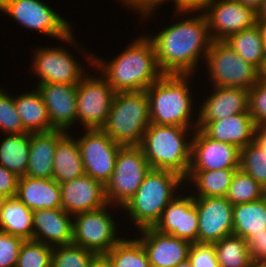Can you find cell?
I'll return each instance as SVG.
<instances>
[{"label":"cell","instance_id":"6da1fadb","mask_svg":"<svg viewBox=\"0 0 266 267\" xmlns=\"http://www.w3.org/2000/svg\"><path fill=\"white\" fill-rule=\"evenodd\" d=\"M159 70L163 74L192 75L212 42L204 13L182 20L150 37Z\"/></svg>","mask_w":266,"mask_h":267},{"label":"cell","instance_id":"7a4b0ae2","mask_svg":"<svg viewBox=\"0 0 266 267\" xmlns=\"http://www.w3.org/2000/svg\"><path fill=\"white\" fill-rule=\"evenodd\" d=\"M109 61L93 58V67L101 71L115 92L146 91L163 73L159 70L154 45L143 36Z\"/></svg>","mask_w":266,"mask_h":267},{"label":"cell","instance_id":"3957f363","mask_svg":"<svg viewBox=\"0 0 266 267\" xmlns=\"http://www.w3.org/2000/svg\"><path fill=\"white\" fill-rule=\"evenodd\" d=\"M189 128L151 123L142 137V149L151 169L170 170L184 179L191 159V140L186 142Z\"/></svg>","mask_w":266,"mask_h":267},{"label":"cell","instance_id":"277c9868","mask_svg":"<svg viewBox=\"0 0 266 267\" xmlns=\"http://www.w3.org/2000/svg\"><path fill=\"white\" fill-rule=\"evenodd\" d=\"M185 179L170 170L150 169L133 197L123 207L139 230L154 227L163 210L174 199V191Z\"/></svg>","mask_w":266,"mask_h":267},{"label":"cell","instance_id":"5b68a950","mask_svg":"<svg viewBox=\"0 0 266 267\" xmlns=\"http://www.w3.org/2000/svg\"><path fill=\"white\" fill-rule=\"evenodd\" d=\"M150 124L146 91L116 92L102 130L122 146H139Z\"/></svg>","mask_w":266,"mask_h":267},{"label":"cell","instance_id":"8992f818","mask_svg":"<svg viewBox=\"0 0 266 267\" xmlns=\"http://www.w3.org/2000/svg\"><path fill=\"white\" fill-rule=\"evenodd\" d=\"M191 75L163 74L147 90L150 120L158 125L191 126L192 99L188 87Z\"/></svg>","mask_w":266,"mask_h":267},{"label":"cell","instance_id":"52a82bcc","mask_svg":"<svg viewBox=\"0 0 266 267\" xmlns=\"http://www.w3.org/2000/svg\"><path fill=\"white\" fill-rule=\"evenodd\" d=\"M150 169L139 146H122L117 153L114 172L105 185L109 205L117 203L123 208L136 193Z\"/></svg>","mask_w":266,"mask_h":267},{"label":"cell","instance_id":"ba28073f","mask_svg":"<svg viewBox=\"0 0 266 267\" xmlns=\"http://www.w3.org/2000/svg\"><path fill=\"white\" fill-rule=\"evenodd\" d=\"M205 59L212 86L249 89L258 82V69L241 58L224 40H212Z\"/></svg>","mask_w":266,"mask_h":267},{"label":"cell","instance_id":"9c48e42d","mask_svg":"<svg viewBox=\"0 0 266 267\" xmlns=\"http://www.w3.org/2000/svg\"><path fill=\"white\" fill-rule=\"evenodd\" d=\"M0 11L8 13L28 29L74 42L69 23L40 0H3Z\"/></svg>","mask_w":266,"mask_h":267},{"label":"cell","instance_id":"30bf717a","mask_svg":"<svg viewBox=\"0 0 266 267\" xmlns=\"http://www.w3.org/2000/svg\"><path fill=\"white\" fill-rule=\"evenodd\" d=\"M108 205L73 215V242L95 254H106L121 240L116 224L107 213Z\"/></svg>","mask_w":266,"mask_h":267},{"label":"cell","instance_id":"8fae6325","mask_svg":"<svg viewBox=\"0 0 266 267\" xmlns=\"http://www.w3.org/2000/svg\"><path fill=\"white\" fill-rule=\"evenodd\" d=\"M115 93L104 76H84L77 85L76 120H80L85 129H102Z\"/></svg>","mask_w":266,"mask_h":267},{"label":"cell","instance_id":"7c38bea8","mask_svg":"<svg viewBox=\"0 0 266 267\" xmlns=\"http://www.w3.org/2000/svg\"><path fill=\"white\" fill-rule=\"evenodd\" d=\"M86 131L77 140L85 174L106 185L114 172L122 145L114 142L102 129Z\"/></svg>","mask_w":266,"mask_h":267},{"label":"cell","instance_id":"4fadbf2b","mask_svg":"<svg viewBox=\"0 0 266 267\" xmlns=\"http://www.w3.org/2000/svg\"><path fill=\"white\" fill-rule=\"evenodd\" d=\"M202 9L205 10L202 12L207 18L212 40H225L229 35L257 24L256 11L235 0H213Z\"/></svg>","mask_w":266,"mask_h":267},{"label":"cell","instance_id":"5bb4252c","mask_svg":"<svg viewBox=\"0 0 266 267\" xmlns=\"http://www.w3.org/2000/svg\"><path fill=\"white\" fill-rule=\"evenodd\" d=\"M198 211L197 243L213 244L233 235V204L226 197L193 196Z\"/></svg>","mask_w":266,"mask_h":267},{"label":"cell","instance_id":"9a60e30c","mask_svg":"<svg viewBox=\"0 0 266 267\" xmlns=\"http://www.w3.org/2000/svg\"><path fill=\"white\" fill-rule=\"evenodd\" d=\"M191 159L188 171L239 169L240 149L232 144L208 137L200 128L191 140Z\"/></svg>","mask_w":266,"mask_h":267},{"label":"cell","instance_id":"2e32d148","mask_svg":"<svg viewBox=\"0 0 266 267\" xmlns=\"http://www.w3.org/2000/svg\"><path fill=\"white\" fill-rule=\"evenodd\" d=\"M33 69L41 83L78 85L84 77L82 67L75 58L63 48H40L35 51Z\"/></svg>","mask_w":266,"mask_h":267},{"label":"cell","instance_id":"e0dca14e","mask_svg":"<svg viewBox=\"0 0 266 267\" xmlns=\"http://www.w3.org/2000/svg\"><path fill=\"white\" fill-rule=\"evenodd\" d=\"M153 228L190 243H197L198 211L193 195L176 196L163 210L161 218Z\"/></svg>","mask_w":266,"mask_h":267},{"label":"cell","instance_id":"ac0fdd59","mask_svg":"<svg viewBox=\"0 0 266 267\" xmlns=\"http://www.w3.org/2000/svg\"><path fill=\"white\" fill-rule=\"evenodd\" d=\"M59 185L62 209L72 216L109 205L105 185L87 174Z\"/></svg>","mask_w":266,"mask_h":267},{"label":"cell","instance_id":"d6986e66","mask_svg":"<svg viewBox=\"0 0 266 267\" xmlns=\"http://www.w3.org/2000/svg\"><path fill=\"white\" fill-rule=\"evenodd\" d=\"M139 231L143 236L137 239L143 245L151 267H175L188 258L189 241L161 233L153 227Z\"/></svg>","mask_w":266,"mask_h":267},{"label":"cell","instance_id":"ffe728a7","mask_svg":"<svg viewBox=\"0 0 266 267\" xmlns=\"http://www.w3.org/2000/svg\"><path fill=\"white\" fill-rule=\"evenodd\" d=\"M37 90L47 107L51 126L54 129L69 130L76 120L77 85L41 83Z\"/></svg>","mask_w":266,"mask_h":267},{"label":"cell","instance_id":"44dd1931","mask_svg":"<svg viewBox=\"0 0 266 267\" xmlns=\"http://www.w3.org/2000/svg\"><path fill=\"white\" fill-rule=\"evenodd\" d=\"M195 124V129L200 128L208 137L239 149L254 141L256 126L249 113L234 114L216 121H197Z\"/></svg>","mask_w":266,"mask_h":267},{"label":"cell","instance_id":"7402d4cb","mask_svg":"<svg viewBox=\"0 0 266 267\" xmlns=\"http://www.w3.org/2000/svg\"><path fill=\"white\" fill-rule=\"evenodd\" d=\"M70 215L62 208L35 210L33 212V240L52 247L71 244L73 242V221H71L73 217Z\"/></svg>","mask_w":266,"mask_h":267},{"label":"cell","instance_id":"603a6c76","mask_svg":"<svg viewBox=\"0 0 266 267\" xmlns=\"http://www.w3.org/2000/svg\"><path fill=\"white\" fill-rule=\"evenodd\" d=\"M214 93L201 106L197 121H216L228 116L249 113L248 89L214 86Z\"/></svg>","mask_w":266,"mask_h":267},{"label":"cell","instance_id":"cb8c5ba5","mask_svg":"<svg viewBox=\"0 0 266 267\" xmlns=\"http://www.w3.org/2000/svg\"><path fill=\"white\" fill-rule=\"evenodd\" d=\"M66 133L67 131L60 129L31 133L26 176L32 178H52L53 161L57 142Z\"/></svg>","mask_w":266,"mask_h":267},{"label":"cell","instance_id":"d4e9b609","mask_svg":"<svg viewBox=\"0 0 266 267\" xmlns=\"http://www.w3.org/2000/svg\"><path fill=\"white\" fill-rule=\"evenodd\" d=\"M16 196L32 211L62 208L60 185L53 178L19 177Z\"/></svg>","mask_w":266,"mask_h":267},{"label":"cell","instance_id":"484cf974","mask_svg":"<svg viewBox=\"0 0 266 267\" xmlns=\"http://www.w3.org/2000/svg\"><path fill=\"white\" fill-rule=\"evenodd\" d=\"M85 174L77 139L66 133L58 142L54 154L52 178L61 184Z\"/></svg>","mask_w":266,"mask_h":267},{"label":"cell","instance_id":"4316f807","mask_svg":"<svg viewBox=\"0 0 266 267\" xmlns=\"http://www.w3.org/2000/svg\"><path fill=\"white\" fill-rule=\"evenodd\" d=\"M266 231V195L256 201L233 206V235L248 241Z\"/></svg>","mask_w":266,"mask_h":267},{"label":"cell","instance_id":"83f0119b","mask_svg":"<svg viewBox=\"0 0 266 267\" xmlns=\"http://www.w3.org/2000/svg\"><path fill=\"white\" fill-rule=\"evenodd\" d=\"M33 212L17 196L8 197L0 210V230L33 240Z\"/></svg>","mask_w":266,"mask_h":267},{"label":"cell","instance_id":"f1b7e54d","mask_svg":"<svg viewBox=\"0 0 266 267\" xmlns=\"http://www.w3.org/2000/svg\"><path fill=\"white\" fill-rule=\"evenodd\" d=\"M15 107L23 128L29 133L54 130L51 126L47 107L38 90L14 97Z\"/></svg>","mask_w":266,"mask_h":267},{"label":"cell","instance_id":"f546056e","mask_svg":"<svg viewBox=\"0 0 266 267\" xmlns=\"http://www.w3.org/2000/svg\"><path fill=\"white\" fill-rule=\"evenodd\" d=\"M31 133L8 134L0 144V165L17 177L26 175Z\"/></svg>","mask_w":266,"mask_h":267},{"label":"cell","instance_id":"4dcf8cb0","mask_svg":"<svg viewBox=\"0 0 266 267\" xmlns=\"http://www.w3.org/2000/svg\"><path fill=\"white\" fill-rule=\"evenodd\" d=\"M241 58L257 69L264 60V40L260 27L255 26L229 35L224 40Z\"/></svg>","mask_w":266,"mask_h":267},{"label":"cell","instance_id":"1f68e13d","mask_svg":"<svg viewBox=\"0 0 266 267\" xmlns=\"http://www.w3.org/2000/svg\"><path fill=\"white\" fill-rule=\"evenodd\" d=\"M236 170L188 171L185 181H194L200 197H225Z\"/></svg>","mask_w":266,"mask_h":267},{"label":"cell","instance_id":"d6a6232c","mask_svg":"<svg viewBox=\"0 0 266 267\" xmlns=\"http://www.w3.org/2000/svg\"><path fill=\"white\" fill-rule=\"evenodd\" d=\"M213 245L220 267H249L253 257L244 238L230 235Z\"/></svg>","mask_w":266,"mask_h":267},{"label":"cell","instance_id":"836d02e7","mask_svg":"<svg viewBox=\"0 0 266 267\" xmlns=\"http://www.w3.org/2000/svg\"><path fill=\"white\" fill-rule=\"evenodd\" d=\"M113 267H151L143 245L138 239H121L106 253Z\"/></svg>","mask_w":266,"mask_h":267},{"label":"cell","instance_id":"e575fe53","mask_svg":"<svg viewBox=\"0 0 266 267\" xmlns=\"http://www.w3.org/2000/svg\"><path fill=\"white\" fill-rule=\"evenodd\" d=\"M265 195L266 189L239 168L232 178V182L225 197L233 205H237L256 201L263 198Z\"/></svg>","mask_w":266,"mask_h":267},{"label":"cell","instance_id":"d590c367","mask_svg":"<svg viewBox=\"0 0 266 267\" xmlns=\"http://www.w3.org/2000/svg\"><path fill=\"white\" fill-rule=\"evenodd\" d=\"M239 168L266 189V152L255 141L240 149Z\"/></svg>","mask_w":266,"mask_h":267},{"label":"cell","instance_id":"8d00e7d4","mask_svg":"<svg viewBox=\"0 0 266 267\" xmlns=\"http://www.w3.org/2000/svg\"><path fill=\"white\" fill-rule=\"evenodd\" d=\"M95 253L74 243L53 247L51 267H90Z\"/></svg>","mask_w":266,"mask_h":267},{"label":"cell","instance_id":"74e56055","mask_svg":"<svg viewBox=\"0 0 266 267\" xmlns=\"http://www.w3.org/2000/svg\"><path fill=\"white\" fill-rule=\"evenodd\" d=\"M53 247L35 240H25L15 267H51Z\"/></svg>","mask_w":266,"mask_h":267},{"label":"cell","instance_id":"f35d334b","mask_svg":"<svg viewBox=\"0 0 266 267\" xmlns=\"http://www.w3.org/2000/svg\"><path fill=\"white\" fill-rule=\"evenodd\" d=\"M0 89V128L8 134L27 133L15 107L14 97Z\"/></svg>","mask_w":266,"mask_h":267},{"label":"cell","instance_id":"ab89813d","mask_svg":"<svg viewBox=\"0 0 266 267\" xmlns=\"http://www.w3.org/2000/svg\"><path fill=\"white\" fill-rule=\"evenodd\" d=\"M248 112L255 126H266V84L257 82L248 89Z\"/></svg>","mask_w":266,"mask_h":267},{"label":"cell","instance_id":"60d3db41","mask_svg":"<svg viewBox=\"0 0 266 267\" xmlns=\"http://www.w3.org/2000/svg\"><path fill=\"white\" fill-rule=\"evenodd\" d=\"M24 240L0 230V267H15Z\"/></svg>","mask_w":266,"mask_h":267},{"label":"cell","instance_id":"b9f144b4","mask_svg":"<svg viewBox=\"0 0 266 267\" xmlns=\"http://www.w3.org/2000/svg\"><path fill=\"white\" fill-rule=\"evenodd\" d=\"M188 260L192 267H220L213 244L191 243Z\"/></svg>","mask_w":266,"mask_h":267},{"label":"cell","instance_id":"7bdbcfd3","mask_svg":"<svg viewBox=\"0 0 266 267\" xmlns=\"http://www.w3.org/2000/svg\"><path fill=\"white\" fill-rule=\"evenodd\" d=\"M18 179L13 172L0 165V193L7 197L17 195Z\"/></svg>","mask_w":266,"mask_h":267},{"label":"cell","instance_id":"ee69618b","mask_svg":"<svg viewBox=\"0 0 266 267\" xmlns=\"http://www.w3.org/2000/svg\"><path fill=\"white\" fill-rule=\"evenodd\" d=\"M247 243L253 258L266 260V231L253 235Z\"/></svg>","mask_w":266,"mask_h":267},{"label":"cell","instance_id":"f6af8a7d","mask_svg":"<svg viewBox=\"0 0 266 267\" xmlns=\"http://www.w3.org/2000/svg\"><path fill=\"white\" fill-rule=\"evenodd\" d=\"M213 0H176V11L182 13L200 11V9L207 3Z\"/></svg>","mask_w":266,"mask_h":267},{"label":"cell","instance_id":"bcb514c9","mask_svg":"<svg viewBox=\"0 0 266 267\" xmlns=\"http://www.w3.org/2000/svg\"><path fill=\"white\" fill-rule=\"evenodd\" d=\"M124 3L148 16L155 9V0H122Z\"/></svg>","mask_w":266,"mask_h":267},{"label":"cell","instance_id":"7dc6e473","mask_svg":"<svg viewBox=\"0 0 266 267\" xmlns=\"http://www.w3.org/2000/svg\"><path fill=\"white\" fill-rule=\"evenodd\" d=\"M90 267H113L111 259L106 254H95Z\"/></svg>","mask_w":266,"mask_h":267},{"label":"cell","instance_id":"c3c4849f","mask_svg":"<svg viewBox=\"0 0 266 267\" xmlns=\"http://www.w3.org/2000/svg\"><path fill=\"white\" fill-rule=\"evenodd\" d=\"M254 141L266 152V126L255 127Z\"/></svg>","mask_w":266,"mask_h":267},{"label":"cell","instance_id":"681fc988","mask_svg":"<svg viewBox=\"0 0 266 267\" xmlns=\"http://www.w3.org/2000/svg\"><path fill=\"white\" fill-rule=\"evenodd\" d=\"M235 1L242 3L246 7H249L256 12L258 11V9L262 3V0H235Z\"/></svg>","mask_w":266,"mask_h":267},{"label":"cell","instance_id":"f907efd6","mask_svg":"<svg viewBox=\"0 0 266 267\" xmlns=\"http://www.w3.org/2000/svg\"><path fill=\"white\" fill-rule=\"evenodd\" d=\"M258 82L266 84V59H264L258 68Z\"/></svg>","mask_w":266,"mask_h":267},{"label":"cell","instance_id":"816d5d0a","mask_svg":"<svg viewBox=\"0 0 266 267\" xmlns=\"http://www.w3.org/2000/svg\"><path fill=\"white\" fill-rule=\"evenodd\" d=\"M257 25L260 27L263 40H266V18H257Z\"/></svg>","mask_w":266,"mask_h":267},{"label":"cell","instance_id":"f5cc1de1","mask_svg":"<svg viewBox=\"0 0 266 267\" xmlns=\"http://www.w3.org/2000/svg\"><path fill=\"white\" fill-rule=\"evenodd\" d=\"M256 14L257 18H266V0H262V3Z\"/></svg>","mask_w":266,"mask_h":267},{"label":"cell","instance_id":"db71d44e","mask_svg":"<svg viewBox=\"0 0 266 267\" xmlns=\"http://www.w3.org/2000/svg\"><path fill=\"white\" fill-rule=\"evenodd\" d=\"M249 267H266V260L252 258Z\"/></svg>","mask_w":266,"mask_h":267},{"label":"cell","instance_id":"11a10c76","mask_svg":"<svg viewBox=\"0 0 266 267\" xmlns=\"http://www.w3.org/2000/svg\"><path fill=\"white\" fill-rule=\"evenodd\" d=\"M175 267H192L188 258L182 262H180L178 265H176Z\"/></svg>","mask_w":266,"mask_h":267},{"label":"cell","instance_id":"9f6ffc18","mask_svg":"<svg viewBox=\"0 0 266 267\" xmlns=\"http://www.w3.org/2000/svg\"><path fill=\"white\" fill-rule=\"evenodd\" d=\"M8 197L0 193V210L3 208L4 202Z\"/></svg>","mask_w":266,"mask_h":267},{"label":"cell","instance_id":"6f0895ef","mask_svg":"<svg viewBox=\"0 0 266 267\" xmlns=\"http://www.w3.org/2000/svg\"><path fill=\"white\" fill-rule=\"evenodd\" d=\"M164 1H167V0H155V7L160 5V3H162V2L164 3ZM172 1H174L175 6H176V0H172Z\"/></svg>","mask_w":266,"mask_h":267},{"label":"cell","instance_id":"680465c9","mask_svg":"<svg viewBox=\"0 0 266 267\" xmlns=\"http://www.w3.org/2000/svg\"><path fill=\"white\" fill-rule=\"evenodd\" d=\"M263 49H264V59H266V40H264Z\"/></svg>","mask_w":266,"mask_h":267},{"label":"cell","instance_id":"91938a15","mask_svg":"<svg viewBox=\"0 0 266 267\" xmlns=\"http://www.w3.org/2000/svg\"><path fill=\"white\" fill-rule=\"evenodd\" d=\"M2 3H3V0H0V8H1Z\"/></svg>","mask_w":266,"mask_h":267}]
</instances>
